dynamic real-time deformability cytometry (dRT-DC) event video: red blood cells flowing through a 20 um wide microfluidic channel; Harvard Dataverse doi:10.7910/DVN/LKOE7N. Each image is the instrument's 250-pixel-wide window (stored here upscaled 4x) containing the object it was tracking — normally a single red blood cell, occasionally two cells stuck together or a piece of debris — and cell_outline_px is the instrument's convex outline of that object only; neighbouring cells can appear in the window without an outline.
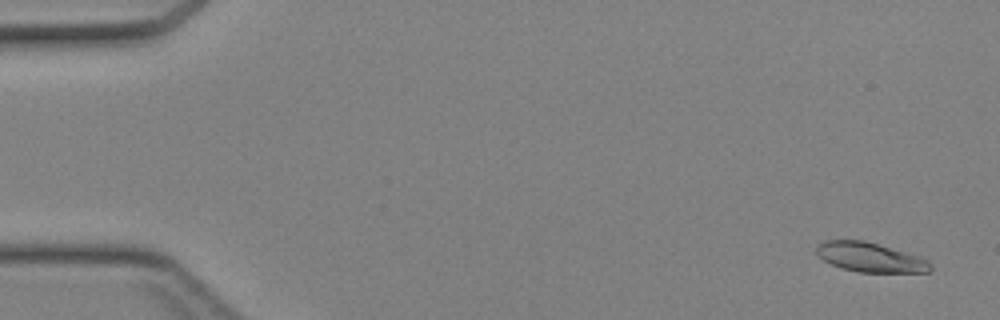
{"species": "Egyptian fruit bat (a non-hibernating species)", "species_latin": "Rousettus aegyptiacus", "temperature_condition": "cold", "stored_images_in_passage": 46, "camera_frame_rate_fps": 3000, "um_per_image_px": 0.085, "animal": {"sex": "female"}, "frame": {"image": 1, "passage_image": 3, "time_ms": 0.667, "image_size_px": [1000, 320], "cell_outline_px": [[932, 268], [928, 272], [856, 272], [840, 268], [824, 260], [816, 252], [816, 248], [824, 240], [864, 240], [928, 260], [932, 264]], "centroid_in_image_um": [73.93, 21.88], "position_along_channel_um": 11.1, "area_um2": 19.19}}
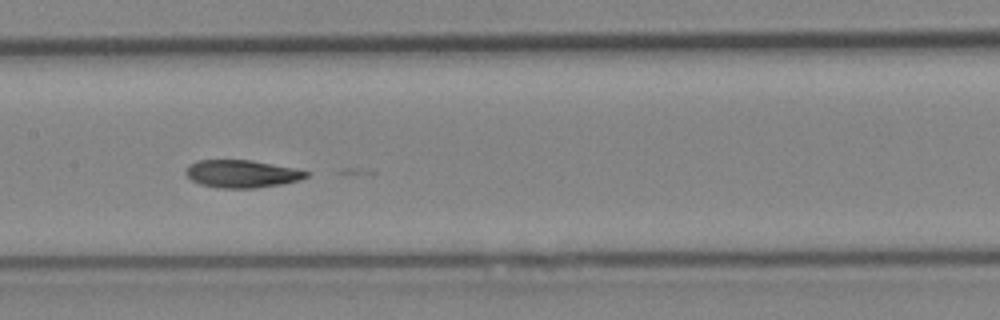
{"frame": {"image": 2, "passage_image": 24, "time_ms": 7.667, "image_size_px": [1000, 320], "cell_outline_px": [[308, 176], [300, 180], [280, 184], [256, 188], [220, 188], [200, 184], [192, 180], [184, 172], [188, 164], [196, 160], [252, 160], [292, 168], [308, 172]], "centroid_in_image_um": [20.5, 14.77], "position_along_channel_um": 186.9, "area_um2": 19.31}}
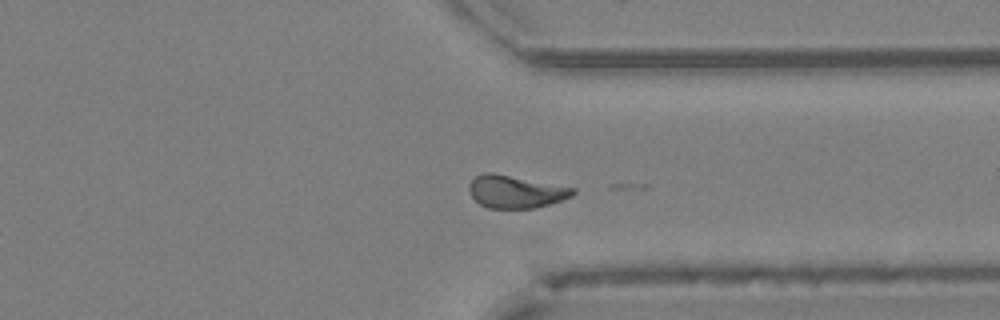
{"frame": {"image": 3, "passage_image": 36, "time_ms": 11.667, "image_size_px": [1000, 320], "cell_outline_px": [[576, 192], [572, 196], [536, 208], [488, 208], [480, 204], [472, 196], [468, 188], [468, 184], [476, 176], [484, 172], [492, 172], [576, 188]], "centroid_in_image_um": [43.82, 16.28], "position_along_channel_um": 367.6, "area_um2": 19.65}}